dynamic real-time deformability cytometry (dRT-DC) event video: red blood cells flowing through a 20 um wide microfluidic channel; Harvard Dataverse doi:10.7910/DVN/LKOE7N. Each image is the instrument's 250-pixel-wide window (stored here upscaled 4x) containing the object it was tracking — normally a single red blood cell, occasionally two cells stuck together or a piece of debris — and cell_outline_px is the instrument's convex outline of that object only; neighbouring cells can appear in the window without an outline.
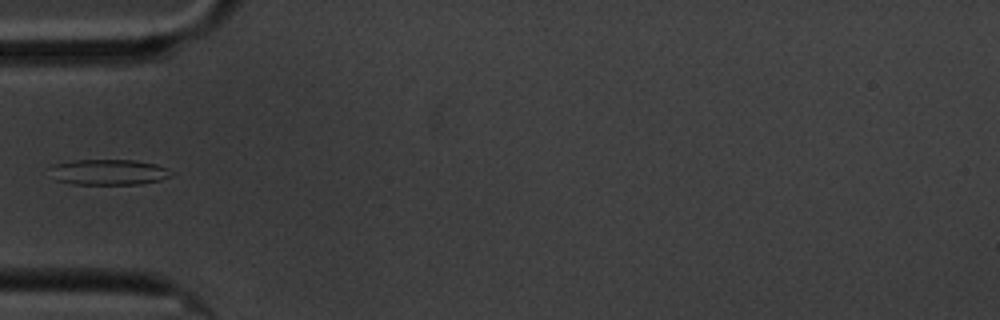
{"species": "common noctule bat (a hibernating species)", "species_latin": "Nyctalus noctula", "temperature_condition": "cold", "stored_images_in_passage": 4, "camera_frame_rate_fps": 3000, "um_per_image_px": 0.085, "animal": {"sex": "male", "body_mass_g": 20.1, "forearm_length_mm": 53.5}, "frame": {"image": 1, "passage_image": 4, "time_ms": 4.333, "image_size_px": [1000, 320], "cell_outline_px": [[176, 172], [172, 176], [160, 180], [140, 184], [72, 184], [56, 180], [52, 168], [52, 164], [72, 160], [136, 160], [156, 164], [168, 168]], "centroid_in_image_um": [9.32, 14.62], "position_along_channel_um": 75.7, "area_um2": 18.21}}